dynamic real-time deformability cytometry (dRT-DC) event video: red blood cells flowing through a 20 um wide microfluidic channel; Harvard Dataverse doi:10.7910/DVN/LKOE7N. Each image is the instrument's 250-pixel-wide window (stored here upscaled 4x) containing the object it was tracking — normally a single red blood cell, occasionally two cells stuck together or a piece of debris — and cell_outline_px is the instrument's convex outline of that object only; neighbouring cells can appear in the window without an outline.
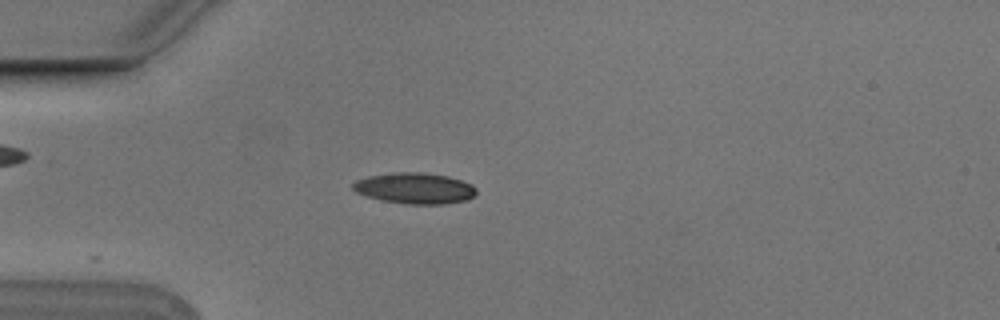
{"species": "Egyptian fruit bat (a non-hibernating species)", "species_latin": "Rousettus aegyptiacus", "temperature_condition": "cold", "stored_images_in_passage": 3, "camera_frame_rate_fps": 3000, "um_per_image_px": 0.085, "animal": {"sex": "male"}, "frame": {"image": 1, "passage_image": 2, "time_ms": 0.333, "image_size_px": [1000, 320], "cell_outline_px": [[476, 196], [468, 200], [444, 204], [404, 204], [380, 200], [356, 192], [352, 188], [352, 184], [356, 180], [368, 176], [392, 172], [424, 172], [448, 176], [472, 184], [476, 188]], "centroid_in_image_um": [35.27, 16.0], "position_along_channel_um": 49.7, "area_um2": 22.54}}